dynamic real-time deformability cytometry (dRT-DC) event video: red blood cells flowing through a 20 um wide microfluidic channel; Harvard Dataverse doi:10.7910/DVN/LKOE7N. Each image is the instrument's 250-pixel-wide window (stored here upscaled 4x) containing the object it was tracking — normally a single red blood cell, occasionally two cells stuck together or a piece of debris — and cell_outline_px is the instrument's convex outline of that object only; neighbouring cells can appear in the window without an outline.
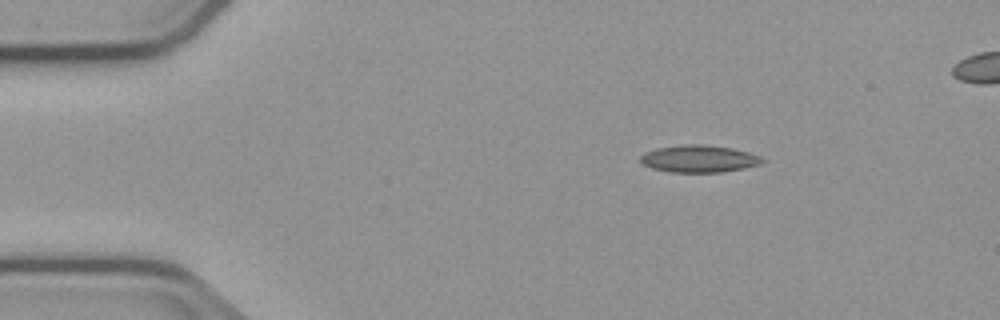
{"species": "common noctule bat (a hibernating species)", "species_latin": "Nyctalus noctula", "temperature_condition": "cold", "stored_images_in_passage": 5, "camera_frame_rate_fps": 3000, "um_per_image_px": 0.085, "animal": {"sex": "male", "body_mass_g": 23.1, "forearm_length_mm": 52.7}, "frame": {"image": 1, "passage_image": 2, "time_ms": 1.333, "image_size_px": [1000, 320], "cell_outline_px": [[764, 160], [760, 164], [744, 168], [720, 172], [668, 172], [652, 168], [644, 164], [640, 160], [640, 156], [644, 152], [656, 148], [680, 144], [704, 144], [732, 148], [748, 152], [760, 156]], "centroid_in_image_um": [59.38, 13.48], "position_along_channel_um": 25.6, "area_um2": 19.36}}